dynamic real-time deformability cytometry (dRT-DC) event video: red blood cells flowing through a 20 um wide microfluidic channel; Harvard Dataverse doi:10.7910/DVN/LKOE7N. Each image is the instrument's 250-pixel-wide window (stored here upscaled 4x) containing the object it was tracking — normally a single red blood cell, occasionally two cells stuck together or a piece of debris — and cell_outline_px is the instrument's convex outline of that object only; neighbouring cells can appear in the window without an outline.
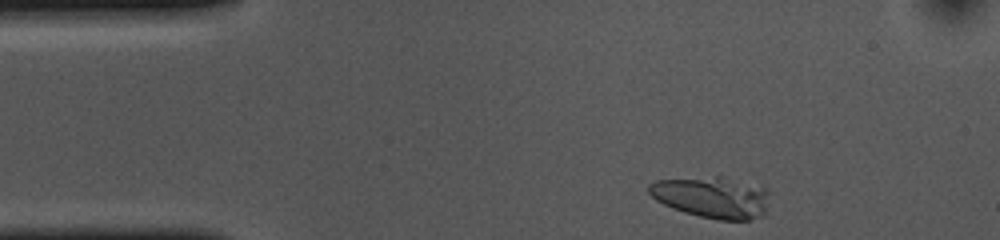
{"species": "common noctule bat (a hibernating species)", "species_latin": "Nyctalus noctula", "temperature_condition": "cold", "stored_images_in_passage": 20, "segment_of_instrument_passage": [1, 2], "camera_frame_rate_fps": 3000, "um_per_image_px": 0.085, "animal": {"sex": "female", "body_mass_g": 10.0, "forearm_length_mm": 53.1}, "frame": {"image": 1, "passage_image": 1, "time_ms": 0.0, "image_size_px": [1000, 240], "cell_outline_px": [[768, 192], [764, 216], [748, 220], [720, 220], [700, 216], [684, 212], [672, 208], [656, 200], [648, 192], [648, 184], [656, 180], [716, 176], [724, 176], [764, 184], [768, 188]], "centroid_in_image_um": [60.58, 16.74], "position_along_channel_um": 24.4, "area_um2": 29.71}}